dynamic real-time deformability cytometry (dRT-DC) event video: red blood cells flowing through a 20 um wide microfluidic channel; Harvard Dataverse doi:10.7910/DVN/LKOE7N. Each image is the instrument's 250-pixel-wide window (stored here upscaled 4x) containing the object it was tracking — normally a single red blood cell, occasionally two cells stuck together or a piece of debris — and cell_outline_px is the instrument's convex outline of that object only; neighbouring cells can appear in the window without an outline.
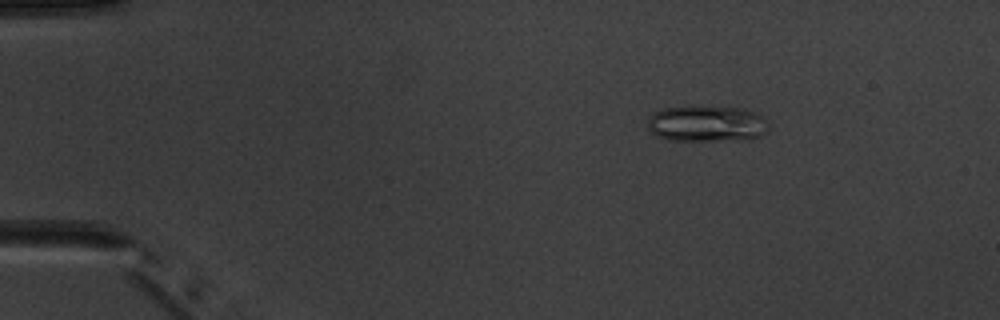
{"species": "common noctule bat (a hibernating species)", "species_latin": "Nyctalus noctula", "temperature_condition": "warm", "stored_images_in_passage": 3, "camera_frame_rate_fps": 3000, "um_per_image_px": 0.085, "animal": {"sex": "male", "body_mass_g": 20.1, "forearm_length_mm": 53.5}, "frame": {"image": 1, "passage_image": 2, "time_ms": 1.333, "image_size_px": [1000, 320], "cell_outline_px": [[768, 132], [752, 140], [672, 140], [656, 136], [648, 128], [648, 120], [656, 112], [664, 108], [688, 104], [712, 104], [744, 108], [756, 112], [760, 116], [768, 128]], "centroid_in_image_um": [60.09, 10.47], "position_along_channel_um": 24.9, "area_um2": 26.36}}